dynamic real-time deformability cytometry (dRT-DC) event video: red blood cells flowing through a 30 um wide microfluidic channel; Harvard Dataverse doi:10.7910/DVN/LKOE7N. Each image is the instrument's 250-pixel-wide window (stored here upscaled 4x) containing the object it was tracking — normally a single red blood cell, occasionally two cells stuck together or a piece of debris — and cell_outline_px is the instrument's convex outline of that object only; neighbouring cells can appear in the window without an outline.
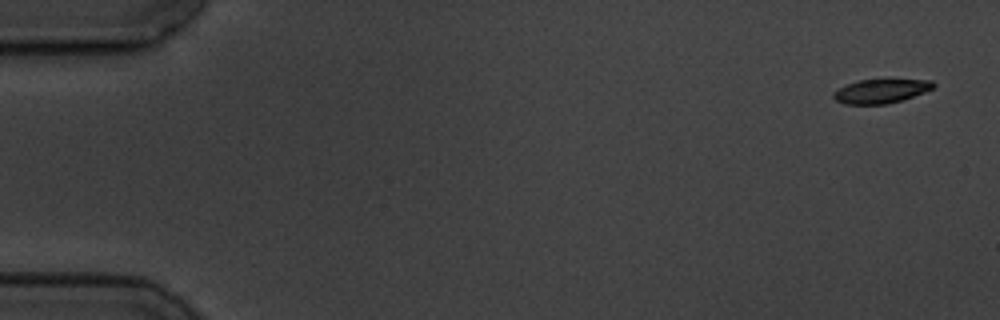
{"species": "common noctule bat (a hibernating species)", "species_latin": "Nyctalus noctula", "temperature_condition": "cold", "stored_images_in_passage": 3, "camera_frame_rate_fps": 3000, "um_per_image_px": 0.085, "animal": {"sex": "male", "body_mass_g": 19.5, "forearm_length_mm": 54.6}, "frame": {"image": 1, "passage_image": 1, "time_ms": 0.0, "image_size_px": [1000, 320], "cell_outline_px": [[936, 84], [932, 88], [924, 92], [888, 104], [844, 104], [836, 100], [832, 96], [832, 92], [848, 84], [860, 80], [932, 80]], "centroid_in_image_um": [74.85, 7.75], "position_along_channel_um": 10.2, "area_um2": 13.7}}